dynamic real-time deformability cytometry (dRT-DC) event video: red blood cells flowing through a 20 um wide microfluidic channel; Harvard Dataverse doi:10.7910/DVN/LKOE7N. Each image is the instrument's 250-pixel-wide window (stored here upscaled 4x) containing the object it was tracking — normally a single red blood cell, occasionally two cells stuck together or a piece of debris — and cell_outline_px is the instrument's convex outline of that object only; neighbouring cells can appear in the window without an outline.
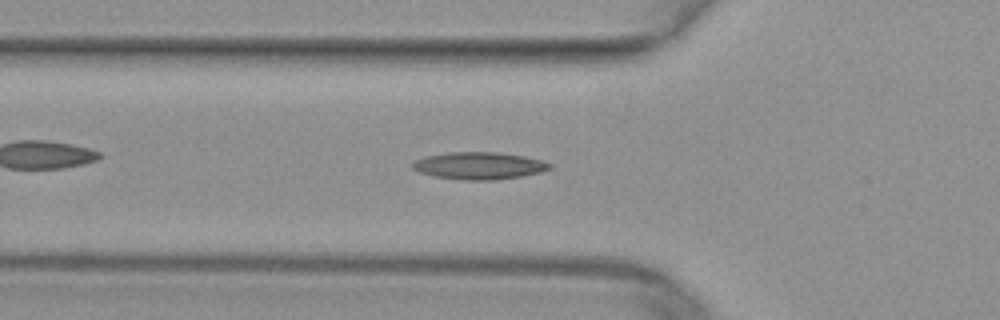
{"species": "common noctule bat (a hibernating species)", "species_latin": "Nyctalus noctula", "temperature_condition": "warm", "stored_images_in_passage": 48, "camera_frame_rate_fps": 3000, "um_per_image_px": 0.085, "animal": {"sex": "female", "body_mass_g": 29.2, "forearm_length_mm": 56.3}, "frame": {"image": 1, "passage_image": 14, "time_ms": 4.333, "image_size_px": [1000, 320], "cell_outline_px": [[552, 168], [540, 172], [520, 176], [496, 180], [464, 180], [432, 176], [420, 172], [412, 168], [412, 164], [416, 160], [428, 156], [448, 152], [496, 152], [524, 156], [544, 160], [552, 164]], "centroid_in_image_um": [40.75, 14.08], "position_along_channel_um": 85.0, "area_um2": 21.73}}
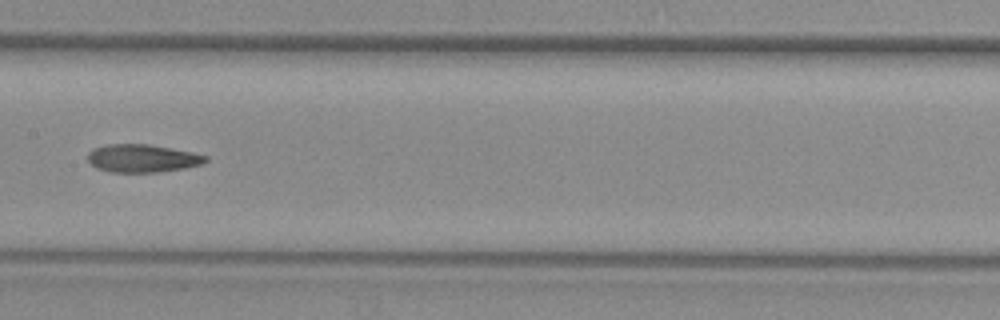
{"frame": {"image": 2, "passage_image": 22, "time_ms": 7.0, "image_size_px": [1000, 320], "cell_outline_px": [[208, 160], [200, 164], [184, 168], [156, 172], [112, 172], [96, 168], [88, 160], [88, 152], [92, 148], [108, 144], [148, 144], [192, 152], [208, 156]], "centroid_in_image_um": [12.07, 13.45], "position_along_channel_um": 195.3, "area_um2": 19.07}}
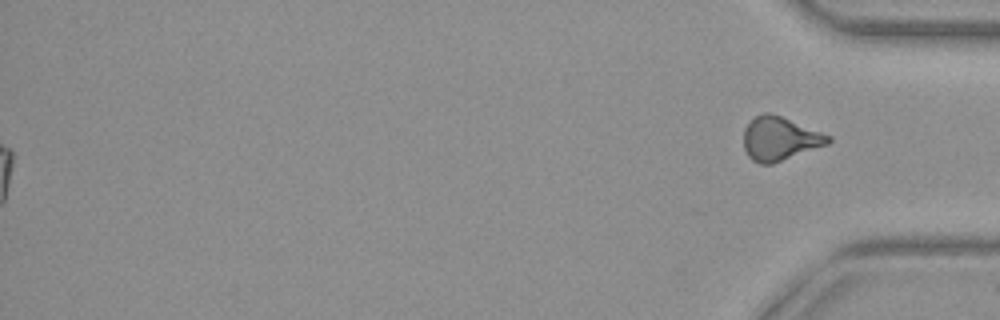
{"frame": {"image": 3, "passage_image": 48, "time_ms": 15.667, "image_size_px": [1000, 320], "cell_outline_px": [[832, 140], [828, 144], [772, 164], [760, 164], [752, 160], [748, 156], [744, 148], [744, 128], [756, 116], [764, 112], [772, 112], [832, 136]], "centroid_in_image_um": [66.29, 11.78], "position_along_channel_um": 368.9, "area_um2": 21.56}}